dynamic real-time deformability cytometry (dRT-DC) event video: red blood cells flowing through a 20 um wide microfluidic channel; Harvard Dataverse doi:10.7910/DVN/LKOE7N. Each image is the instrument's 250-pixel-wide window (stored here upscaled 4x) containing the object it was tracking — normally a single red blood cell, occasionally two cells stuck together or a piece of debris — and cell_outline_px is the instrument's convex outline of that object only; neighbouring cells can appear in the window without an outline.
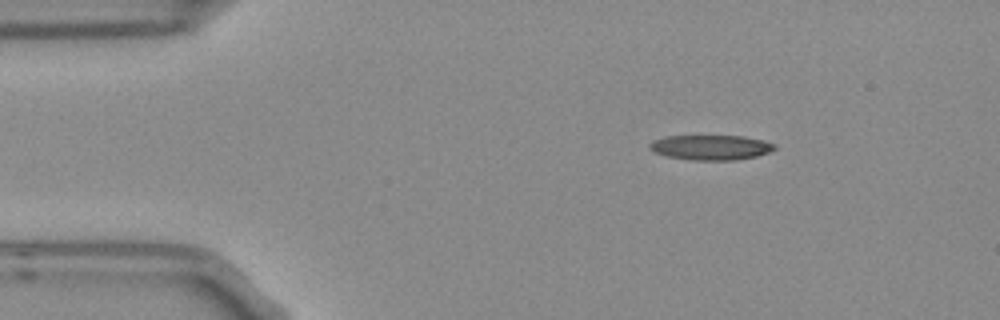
{"species": "Egyptian fruit bat (a non-hibernating species)", "species_latin": "Rousettus aegyptiacus", "temperature_condition": "room temperature", "stored_images_in_passage": 5, "segment_of_instrument_passage": [1, 2], "camera_frame_rate_fps": 3000, "um_per_image_px": 0.085, "frame": {"image": 1, "passage_image": 2, "time_ms": 0.333, "image_size_px": [1000, 320], "cell_outline_px": [[776, 148], [768, 152], [756, 156], [736, 160], [692, 160], [668, 156], [656, 152], [648, 148], [648, 144], [652, 140], [664, 136], [744, 136], [764, 140], [776, 144]], "centroid_in_image_um": [60.42, 12.52], "position_along_channel_um": 24.6, "area_um2": 18.21}}
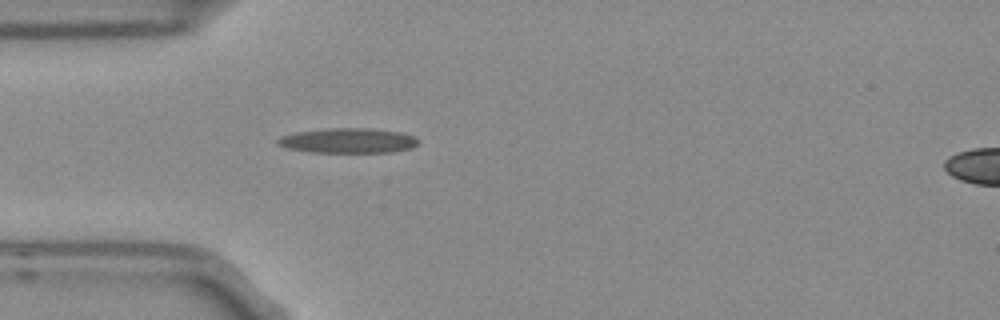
{"frame": {"image": 2, "passage_image": 4, "time_ms": 1.0, "image_size_px": [1000, 320], "cell_outline_px": [[420, 140], [412, 148], [392, 152], [308, 152], [288, 148], [276, 144], [276, 140], [280, 136], [296, 132], [332, 128], [368, 128], [400, 132], [416, 136]], "centroid_in_image_um": [29.59, 11.95], "position_along_channel_um": 55.4, "area_um2": 20.46}}